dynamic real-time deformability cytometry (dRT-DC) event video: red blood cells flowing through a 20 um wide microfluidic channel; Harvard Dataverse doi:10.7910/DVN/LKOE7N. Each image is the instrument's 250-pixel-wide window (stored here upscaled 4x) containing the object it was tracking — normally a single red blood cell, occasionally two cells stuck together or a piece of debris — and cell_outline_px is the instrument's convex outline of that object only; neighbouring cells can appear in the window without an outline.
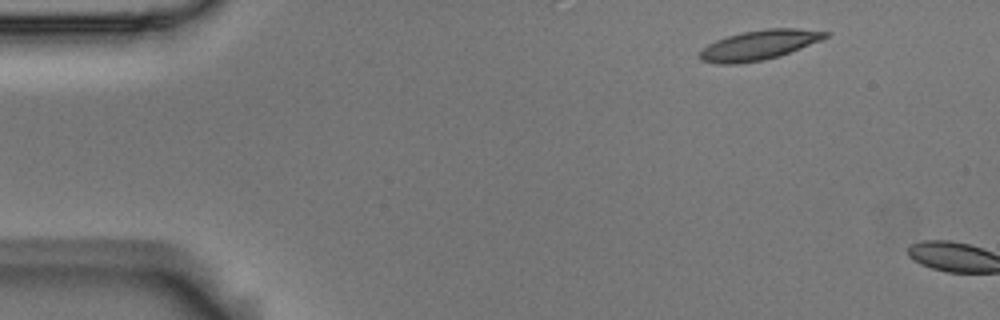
{"species": "Egyptian fruit bat (a non-hibernating species)", "species_latin": "Rousettus aegyptiacus", "temperature_condition": "room temperature", "stored_images_in_passage": 2, "camera_frame_rate_fps": 3000, "um_per_image_px": 0.085, "animal": {"sex": "male"}, "frame": {"image": 1, "passage_image": 1, "time_ms": 0.0, "image_size_px": [1000, 320], "cell_outline_px": [[832, 32], [828, 36], [820, 40], [780, 56], [764, 60], [736, 64], [716, 64], [700, 60], [696, 56], [708, 44], [716, 40], [740, 32], [764, 28], [796, 28]], "centroid_in_image_um": [64.49, 3.83], "position_along_channel_um": 20.5, "area_um2": 21.91}}